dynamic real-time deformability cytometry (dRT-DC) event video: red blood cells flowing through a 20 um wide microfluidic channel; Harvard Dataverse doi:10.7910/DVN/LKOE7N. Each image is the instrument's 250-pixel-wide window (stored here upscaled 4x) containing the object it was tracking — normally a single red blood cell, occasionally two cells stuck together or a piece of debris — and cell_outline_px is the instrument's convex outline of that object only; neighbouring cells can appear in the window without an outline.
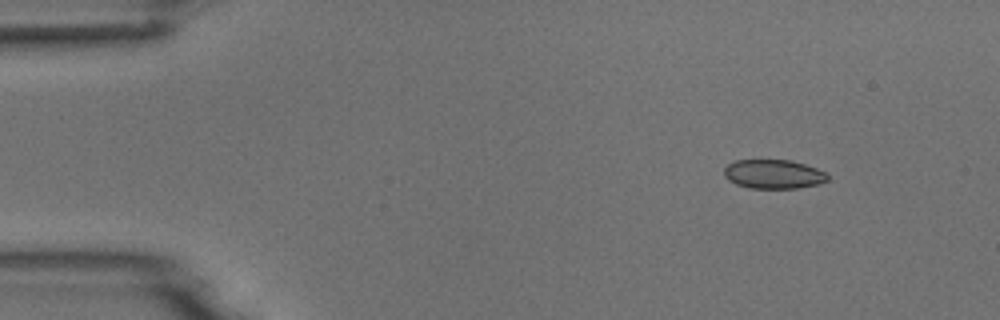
{"species": "common noctule bat (a hibernating species)", "species_latin": "Nyctalus noctula", "temperature_condition": "room temperature", "stored_images_in_passage": 3, "camera_frame_rate_fps": 3000, "um_per_image_px": 0.085, "animal": {"sex": "male", "body_mass_g": 18.8}, "frame": {"image": 1, "passage_image": 1, "time_ms": 0.0, "image_size_px": [1000, 320], "cell_outline_px": [[828, 180], [820, 184], [796, 188], [748, 188], [736, 184], [728, 180], [724, 176], [724, 168], [728, 164], [736, 160], [792, 160], [816, 168], [824, 172], [828, 176]], "centroid_in_image_um": [65.73, 14.8], "position_along_channel_um": 19.3, "area_um2": 17.57}}
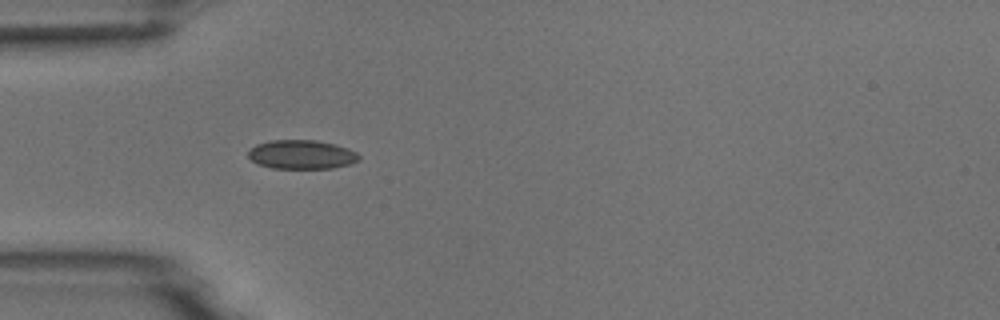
{"frame": {"image": 2, "passage_image": 3, "time_ms": 3.333, "image_size_px": [1000, 320], "cell_outline_px": [[360, 160], [352, 164], [332, 168], [272, 168], [256, 164], [248, 156], [248, 152], [256, 144], [272, 140], [316, 140], [348, 148], [356, 152], [360, 156]], "centroid_in_image_um": [25.65, 13.14], "position_along_channel_um": 59.4, "area_um2": 18.73}}